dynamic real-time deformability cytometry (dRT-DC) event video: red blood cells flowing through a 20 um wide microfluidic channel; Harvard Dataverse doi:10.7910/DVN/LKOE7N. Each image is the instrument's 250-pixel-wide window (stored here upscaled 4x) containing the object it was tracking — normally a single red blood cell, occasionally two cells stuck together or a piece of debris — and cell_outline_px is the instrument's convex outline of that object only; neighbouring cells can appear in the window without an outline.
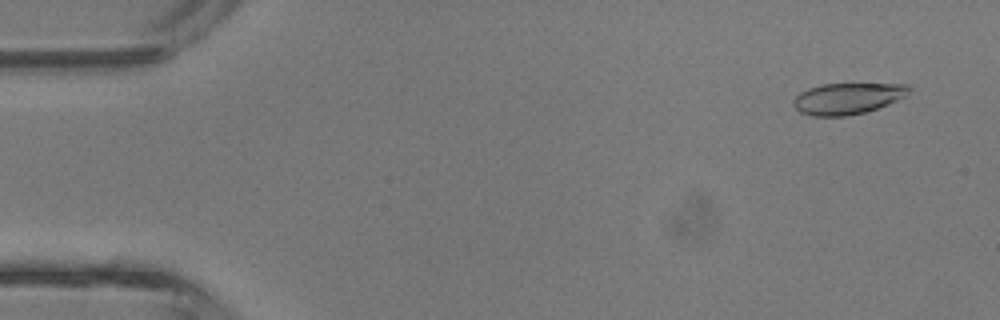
{"species": "common noctule bat (a hibernating species)", "species_latin": "Nyctalus noctula", "temperature_condition": "room temperature", "stored_images_in_passage": 41, "camera_frame_rate_fps": 3000, "um_per_image_px": 0.085, "animal": {"sex": "male", "body_mass_g": 13.3}, "frame": {"image": 1, "passage_image": 3, "time_ms": 0.667, "image_size_px": [1000, 320], "cell_outline_px": [[912, 88], [904, 96], [888, 104], [864, 112], [848, 116], [812, 116], [800, 112], [792, 104], [792, 100], [800, 92], [808, 88], [820, 84], [908, 84]], "centroid_in_image_um": [72.0, 8.37], "position_along_channel_um": 13.0, "area_um2": 20.98}}
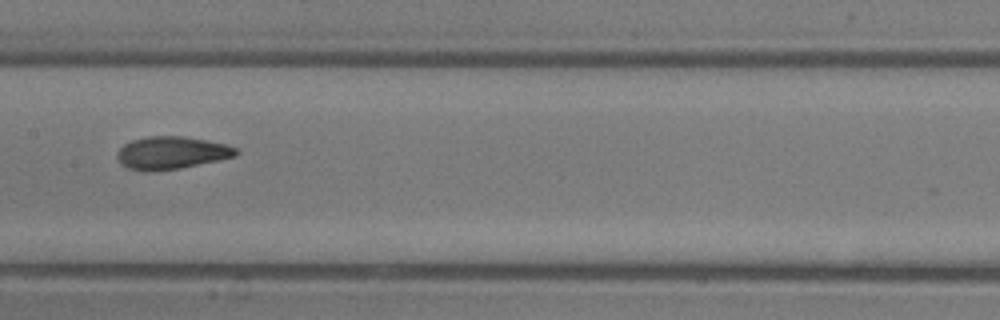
{"frame": {"image": 2, "passage_image": 21, "time_ms": 6.667, "image_size_px": [1000, 320], "cell_outline_px": [[240, 152], [236, 156], [180, 168], [156, 172], [144, 172], [128, 168], [120, 164], [116, 156], [116, 152], [124, 144], [132, 140], [148, 136], [184, 136], [228, 144], [236, 148]], "centroid_in_image_um": [14.55, 13.0], "position_along_channel_um": 192.9, "area_um2": 22.89}}
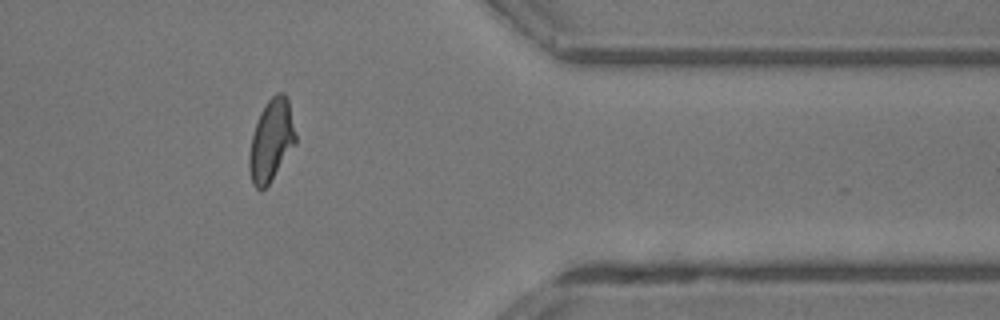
{"frame": {"image": 3, "passage_image": 34, "time_ms": 11.0, "image_size_px": [1000, 320], "cell_outline_px": [[296, 144], [268, 184], [260, 192], [252, 184], [248, 168], [248, 156], [252, 136], [260, 112], [264, 104], [276, 92], [284, 92], [288, 96], [296, 136]], "centroid_in_image_um": [23.05, 11.92], "position_along_channel_um": 388.3, "area_um2": 22.25}, "authors_computed_cell_mechanics": {"area_um2": 22.0218, "velocity_mm_per_s": 4.9917, "shape_relaxation_time_tau1_ms": 3.7729, "shape_relaxation_time_tau2_ms": 1.1691, "deformation_change_tau1": 0.1798, "deformation_change_tau2": 0.0798}}